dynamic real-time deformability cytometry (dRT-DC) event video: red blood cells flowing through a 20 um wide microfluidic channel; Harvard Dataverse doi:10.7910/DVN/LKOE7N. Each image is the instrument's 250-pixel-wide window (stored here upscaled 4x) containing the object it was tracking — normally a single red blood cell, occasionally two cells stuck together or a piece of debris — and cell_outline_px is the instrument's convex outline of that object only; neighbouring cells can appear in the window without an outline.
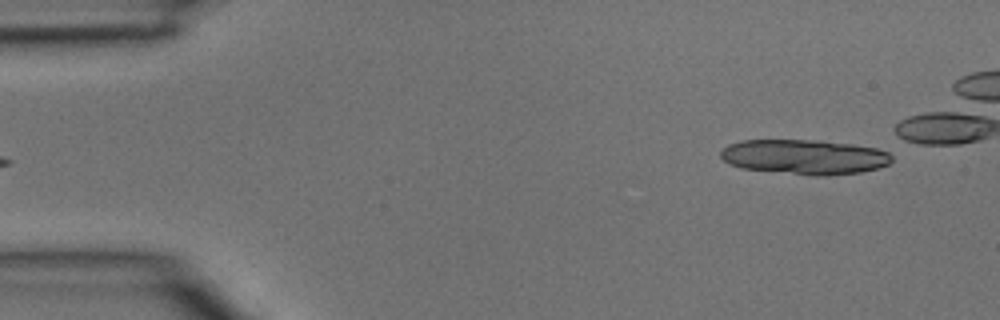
{"species": "common noctule bat (a hibernating species)", "species_latin": "Nyctalus noctula", "temperature_condition": "room temperature", "stored_images_in_passage": 4, "camera_frame_rate_fps": 3000, "um_per_image_px": 0.085, "animal": {"sex": "male", "body_mass_g": 15.6}, "frame": {"image": 1, "passage_image": 4, "time_ms": 1.0, "image_size_px": [1000, 320], "cell_outline_px": [[892, 160], [888, 164], [876, 168], [860, 172], [824, 176], [816, 176], [744, 168], [732, 164], [724, 160], [720, 156], [720, 152], [728, 144], [740, 140], [812, 140], [852, 144], [876, 148], [888, 152], [892, 156]], "centroid_in_image_um": [68.39, 13.33], "position_along_channel_um": 16.6, "area_um2": 34.45}}